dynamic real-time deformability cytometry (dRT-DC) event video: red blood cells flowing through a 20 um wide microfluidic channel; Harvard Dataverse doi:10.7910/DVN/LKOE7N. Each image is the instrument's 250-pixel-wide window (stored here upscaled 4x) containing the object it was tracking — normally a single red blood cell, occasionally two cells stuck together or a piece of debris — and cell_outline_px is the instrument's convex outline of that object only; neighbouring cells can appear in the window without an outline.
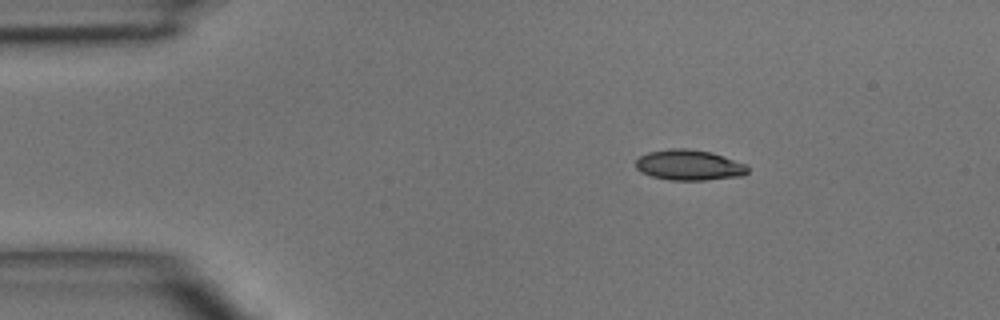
{"species": "common noctule bat (a hibernating species)", "species_latin": "Nyctalus noctula", "temperature_condition": "room temperature", "stored_images_in_passage": 2, "camera_frame_rate_fps": 3000, "um_per_image_px": 0.085, "animal": {"sex": "male", "body_mass_g": 15.6}, "frame": {"image": 1, "passage_image": 1, "time_ms": 0.0, "image_size_px": [1000, 320], "cell_outline_px": [[748, 172], [744, 176], [704, 180], [668, 180], [652, 176], [640, 172], [636, 168], [636, 160], [640, 156], [648, 152], [668, 148], [688, 148], [712, 152], [744, 164], [748, 168]], "centroid_in_image_um": [58.55, 14.03], "position_along_channel_um": 26.4, "area_um2": 20.0}}